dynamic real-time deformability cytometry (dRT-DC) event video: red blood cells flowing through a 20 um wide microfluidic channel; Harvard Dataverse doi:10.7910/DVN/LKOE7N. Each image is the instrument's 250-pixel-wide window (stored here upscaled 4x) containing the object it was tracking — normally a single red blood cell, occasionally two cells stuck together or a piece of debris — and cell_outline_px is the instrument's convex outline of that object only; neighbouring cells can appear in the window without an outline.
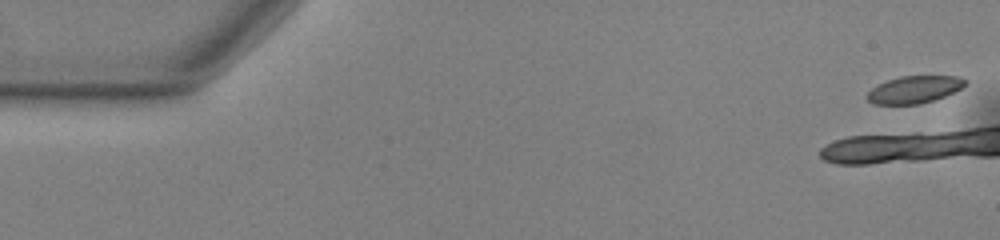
{"species": "common noctule bat (a hibernating species)", "species_latin": "Nyctalus noctula", "temperature_condition": "warm", "stored_images_in_passage": 9, "camera_frame_rate_fps": 3000, "um_per_image_px": 0.085, "animal": {"sex": "male", "body_mass_g": 13.0, "forearm_length_mm": 53.1}, "frame": {"image": 1, "passage_image": 1, "time_ms": 0.0, "image_size_px": [1000, 240], "cell_outline_px": [[968, 80], [960, 88], [936, 100], [920, 104], [872, 104], [868, 100], [868, 92], [872, 88], [888, 80], [900, 76], [960, 76]], "centroid_in_image_um": [77.73, 7.61], "position_along_channel_um": 7.3, "area_um2": 15.43}}